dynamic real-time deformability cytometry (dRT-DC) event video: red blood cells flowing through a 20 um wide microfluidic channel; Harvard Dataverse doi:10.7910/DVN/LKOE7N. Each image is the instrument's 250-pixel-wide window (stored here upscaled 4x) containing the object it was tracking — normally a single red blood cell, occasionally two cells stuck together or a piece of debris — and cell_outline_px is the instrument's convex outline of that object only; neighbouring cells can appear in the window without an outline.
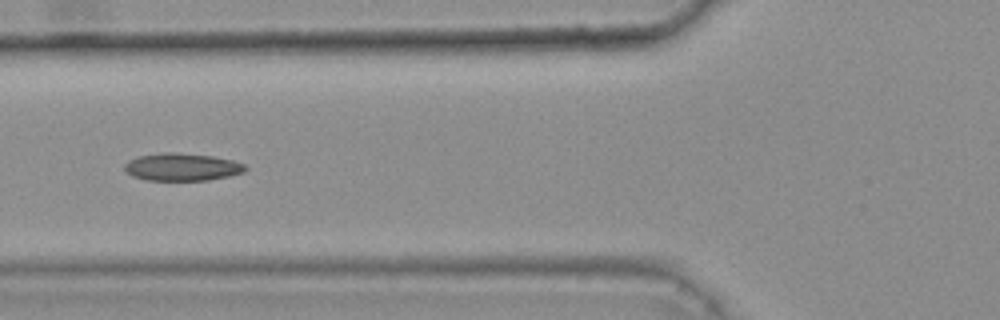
{"species": "common noctule bat (a hibernating species)", "species_latin": "Nyctalus noctula", "temperature_condition": "warm", "stored_images_in_passage": 45, "camera_frame_rate_fps": 3000, "um_per_image_px": 0.085, "animal": {"sex": "female", "body_mass_g": 25.1}, "frame": {"image": 1, "passage_image": 20, "time_ms": 6.333, "image_size_px": [1000, 320], "cell_outline_px": [[248, 168], [244, 172], [228, 176], [208, 180], [148, 180], [132, 176], [124, 168], [124, 164], [128, 160], [140, 156], [164, 152], [176, 152], [212, 156], [232, 160], [244, 164]], "centroid_in_image_um": [15.48, 14.19], "position_along_channel_um": 110.3, "area_um2": 19.31}}
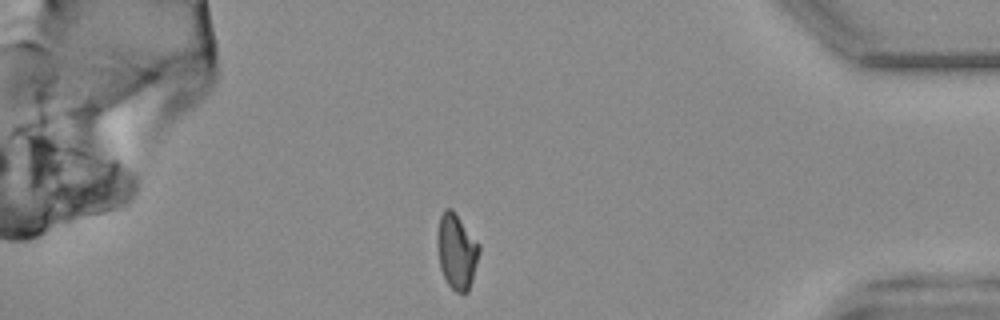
{"frame": {"image": 2, "passage_image": 45, "time_ms": 14.667, "image_size_px": [1000, 320], "cell_outline_px": [[480, 252], [472, 280], [468, 292], [464, 296], [456, 292], [448, 284], [440, 268], [436, 240], [440, 216], [444, 208], [452, 208], [480, 244]], "centroid_in_image_um": [38.82, 21.37], "position_along_channel_um": 396.4, "area_um2": 18.61}, "authors_computed_cell_mechanics": {"area_um2": 19.0162, "velocity_mm_per_s": 3.8289, "shape_relaxation_time_tau1_ms": null, "shape_relaxation_time_tau2_ms": 2.4406, "deformation_change_tau1": null, "deformation_change_tau2": 0.089}}